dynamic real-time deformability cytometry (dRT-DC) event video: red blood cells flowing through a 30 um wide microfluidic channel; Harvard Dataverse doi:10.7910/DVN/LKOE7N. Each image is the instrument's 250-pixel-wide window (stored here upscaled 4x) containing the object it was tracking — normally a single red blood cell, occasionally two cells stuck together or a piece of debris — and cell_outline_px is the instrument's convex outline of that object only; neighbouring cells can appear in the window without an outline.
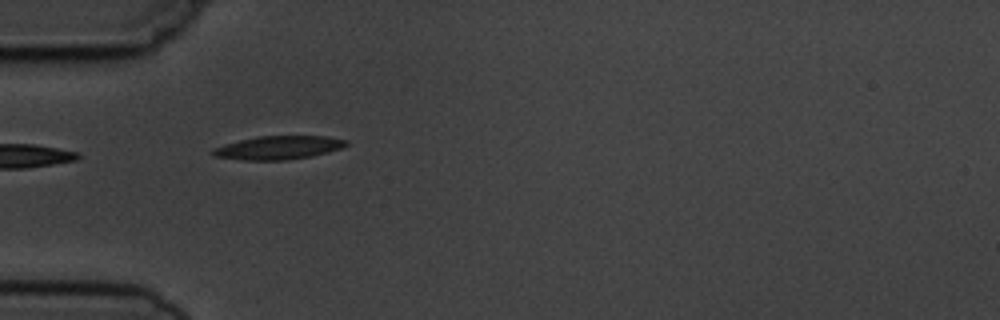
{"species": "common noctule bat (a hibernating species)", "species_latin": "Nyctalus noctula", "temperature_condition": "cold", "stored_images_in_passage": 2, "camera_frame_rate_fps": 3000, "um_per_image_px": 0.085, "animal": {"sex": "male", "body_mass_g": 19.5, "forearm_length_mm": 54.6}, "frame": {"image": 1, "passage_image": 1, "time_ms": 0.0, "image_size_px": [1000, 320], "cell_outline_px": [[348, 144], [340, 148], [328, 152], [312, 156], [288, 160], [244, 160], [216, 156], [208, 152], [212, 148], [224, 144], [256, 136], [328, 136], [348, 140]], "centroid_in_image_um": [23.65, 12.54], "position_along_channel_um": 61.3, "area_um2": 18.32}}
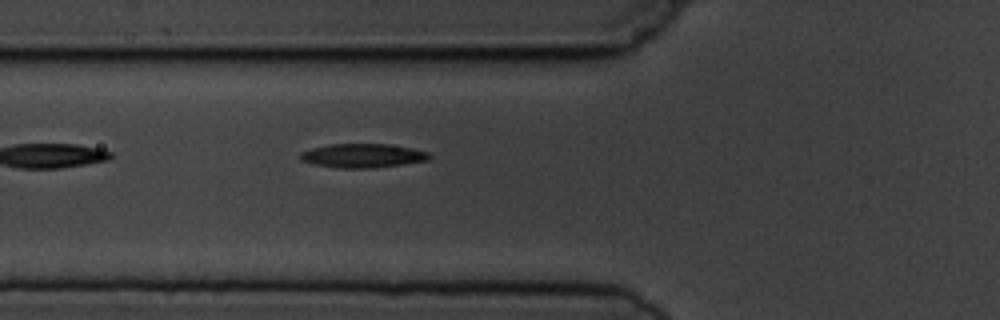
{"frame": {"image": 2, "passage_image": 2, "time_ms": 1.0, "image_size_px": [1000, 320], "cell_outline_px": [[432, 156], [428, 160], [404, 164], [376, 168], [336, 168], [312, 164], [300, 160], [300, 152], [312, 148], [328, 144], [388, 144], [412, 148], [428, 152]], "centroid_in_image_um": [30.82, 13.24], "position_along_channel_um": 95.0, "area_um2": 18.21}}